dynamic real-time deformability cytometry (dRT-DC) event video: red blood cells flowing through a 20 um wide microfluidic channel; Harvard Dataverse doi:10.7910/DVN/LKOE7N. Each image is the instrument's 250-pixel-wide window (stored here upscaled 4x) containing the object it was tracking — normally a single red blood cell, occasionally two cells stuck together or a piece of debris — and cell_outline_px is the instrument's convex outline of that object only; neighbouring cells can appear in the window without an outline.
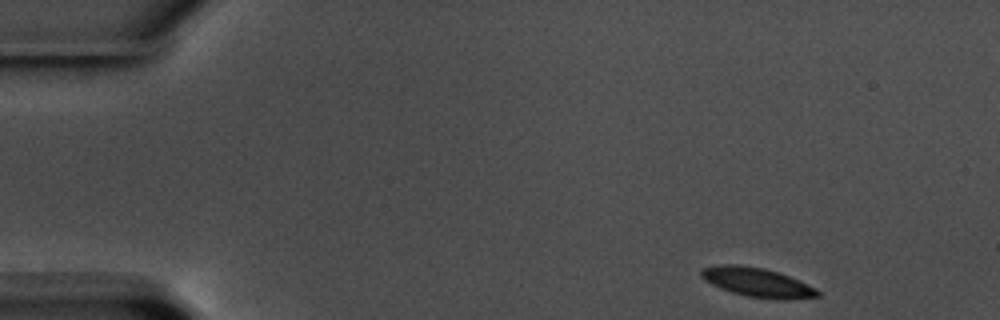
{"species": "common noctule bat (a hibernating species)", "species_latin": "Nyctalus noctula", "temperature_condition": "warm", "stored_images_in_passage": 52, "camera_frame_rate_fps": 3000, "um_per_image_px": 0.085, "animal": {"sex": "male", "body_mass_g": 17.5, "forearm_length_mm": 52.3}, "frame": {"image": 1, "passage_image": 1, "time_ms": 0.0, "image_size_px": [1000, 320], "cell_outline_px": [[820, 296], [788, 300], [784, 300], [748, 296], [732, 292], [720, 288], [704, 280], [700, 276], [700, 272], [704, 268], [724, 264], [736, 264], [764, 268], [788, 276], [816, 288], [820, 292]], "centroid_in_image_um": [64.37, 24.0], "position_along_channel_um": 20.6, "area_um2": 19.54}}
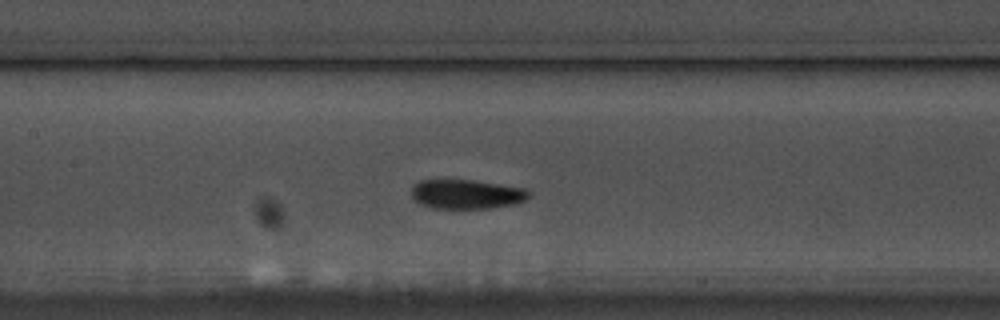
{"frame": {"image": 2, "passage_image": 22, "time_ms": 7.0, "image_size_px": [1000, 320], "cell_outline_px": [[532, 196], [528, 200], [516, 204], [492, 208], [432, 208], [420, 204], [412, 200], [412, 184], [420, 180], [472, 180], [524, 188], [532, 192]], "centroid_in_image_um": [39.68, 16.51], "position_along_channel_um": 167.7, "area_um2": 20.4}}
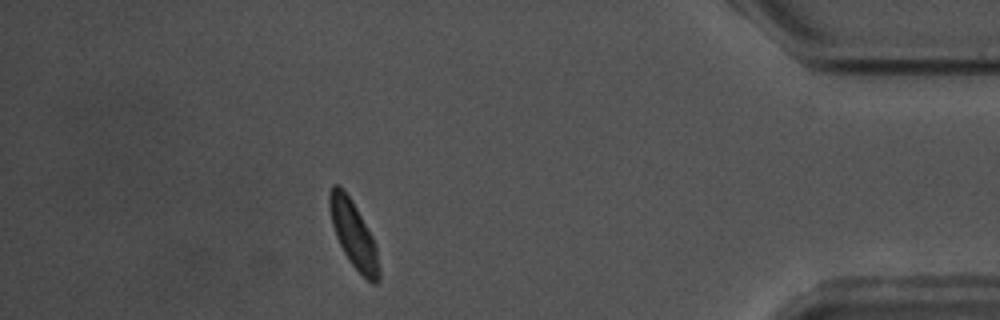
{"frame": {"image": 3, "passage_image": 46, "time_ms": 15.0, "image_size_px": [1000, 320], "cell_outline_px": [[380, 280], [376, 284], [372, 284], [348, 260], [336, 236], [332, 224], [328, 208], [328, 192], [332, 184], [340, 184], [356, 208], [372, 236], [376, 244], [380, 272]], "centroid_in_image_um": [30.04, 19.91], "position_along_channel_um": 405.2, "area_um2": 19.13}, "authors_computed_cell_mechanics": {"area_um2": 19.9988, "velocity_mm_per_s": 3.5195, "shape_relaxation_time_tau1_ms": 2.6248, "shape_relaxation_time_tau2_ms": 4.074, "deformation_change_tau1": 0.0731, "deformation_change_tau2": 0.0954}}